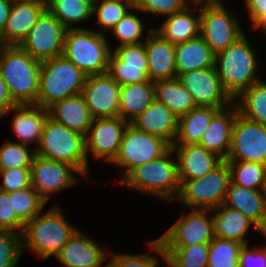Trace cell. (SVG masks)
Here are the masks:
<instances>
[{"instance_id":"cell-25","label":"cell","mask_w":266,"mask_h":267,"mask_svg":"<svg viewBox=\"0 0 266 267\" xmlns=\"http://www.w3.org/2000/svg\"><path fill=\"white\" fill-rule=\"evenodd\" d=\"M49 117L84 137L88 134L93 117L82 94L65 98L48 109Z\"/></svg>"},{"instance_id":"cell-49","label":"cell","mask_w":266,"mask_h":267,"mask_svg":"<svg viewBox=\"0 0 266 267\" xmlns=\"http://www.w3.org/2000/svg\"><path fill=\"white\" fill-rule=\"evenodd\" d=\"M252 27L266 14V0H245Z\"/></svg>"},{"instance_id":"cell-27","label":"cell","mask_w":266,"mask_h":267,"mask_svg":"<svg viewBox=\"0 0 266 267\" xmlns=\"http://www.w3.org/2000/svg\"><path fill=\"white\" fill-rule=\"evenodd\" d=\"M223 204L240 211L258 228L266 225V200L261 190L242 187L230 181Z\"/></svg>"},{"instance_id":"cell-46","label":"cell","mask_w":266,"mask_h":267,"mask_svg":"<svg viewBox=\"0 0 266 267\" xmlns=\"http://www.w3.org/2000/svg\"><path fill=\"white\" fill-rule=\"evenodd\" d=\"M0 175L3 178L0 184V190L13 192L31 186L30 168H11L1 170Z\"/></svg>"},{"instance_id":"cell-5","label":"cell","mask_w":266,"mask_h":267,"mask_svg":"<svg viewBox=\"0 0 266 267\" xmlns=\"http://www.w3.org/2000/svg\"><path fill=\"white\" fill-rule=\"evenodd\" d=\"M173 152L171 147L159 158L134 168L119 184L172 201L181 187L178 159L170 158Z\"/></svg>"},{"instance_id":"cell-21","label":"cell","mask_w":266,"mask_h":267,"mask_svg":"<svg viewBox=\"0 0 266 267\" xmlns=\"http://www.w3.org/2000/svg\"><path fill=\"white\" fill-rule=\"evenodd\" d=\"M179 117L166 105L154 100L130 124L137 130L158 136L171 146L176 141Z\"/></svg>"},{"instance_id":"cell-16","label":"cell","mask_w":266,"mask_h":267,"mask_svg":"<svg viewBox=\"0 0 266 267\" xmlns=\"http://www.w3.org/2000/svg\"><path fill=\"white\" fill-rule=\"evenodd\" d=\"M79 171L69 163L35 155L30 167L31 186L47 202L50 195L78 182Z\"/></svg>"},{"instance_id":"cell-22","label":"cell","mask_w":266,"mask_h":267,"mask_svg":"<svg viewBox=\"0 0 266 267\" xmlns=\"http://www.w3.org/2000/svg\"><path fill=\"white\" fill-rule=\"evenodd\" d=\"M172 148L177 151L179 180L201 178L223 161L217 154L199 144L172 145Z\"/></svg>"},{"instance_id":"cell-14","label":"cell","mask_w":266,"mask_h":267,"mask_svg":"<svg viewBox=\"0 0 266 267\" xmlns=\"http://www.w3.org/2000/svg\"><path fill=\"white\" fill-rule=\"evenodd\" d=\"M107 73L120 86L149 82L144 43L116 46L110 54Z\"/></svg>"},{"instance_id":"cell-33","label":"cell","mask_w":266,"mask_h":267,"mask_svg":"<svg viewBox=\"0 0 266 267\" xmlns=\"http://www.w3.org/2000/svg\"><path fill=\"white\" fill-rule=\"evenodd\" d=\"M219 109L197 106L179 117L178 133L173 145L199 144L205 129ZM177 142V143H176Z\"/></svg>"},{"instance_id":"cell-48","label":"cell","mask_w":266,"mask_h":267,"mask_svg":"<svg viewBox=\"0 0 266 267\" xmlns=\"http://www.w3.org/2000/svg\"><path fill=\"white\" fill-rule=\"evenodd\" d=\"M253 249H248V244L243 245L239 255V267H266V250L263 246Z\"/></svg>"},{"instance_id":"cell-19","label":"cell","mask_w":266,"mask_h":267,"mask_svg":"<svg viewBox=\"0 0 266 267\" xmlns=\"http://www.w3.org/2000/svg\"><path fill=\"white\" fill-rule=\"evenodd\" d=\"M144 42L148 58V78L151 82L177 78L175 45L163 39L154 31L148 30Z\"/></svg>"},{"instance_id":"cell-15","label":"cell","mask_w":266,"mask_h":267,"mask_svg":"<svg viewBox=\"0 0 266 267\" xmlns=\"http://www.w3.org/2000/svg\"><path fill=\"white\" fill-rule=\"evenodd\" d=\"M177 78L190 91L196 106L221 110L233 104V99L223 88L215 67L188 71Z\"/></svg>"},{"instance_id":"cell-29","label":"cell","mask_w":266,"mask_h":267,"mask_svg":"<svg viewBox=\"0 0 266 267\" xmlns=\"http://www.w3.org/2000/svg\"><path fill=\"white\" fill-rule=\"evenodd\" d=\"M214 220V235L221 239H228L249 244L245 239L246 232L250 226L258 231L256 224L245 217L240 211L221 204L217 208L211 210Z\"/></svg>"},{"instance_id":"cell-50","label":"cell","mask_w":266,"mask_h":267,"mask_svg":"<svg viewBox=\"0 0 266 267\" xmlns=\"http://www.w3.org/2000/svg\"><path fill=\"white\" fill-rule=\"evenodd\" d=\"M15 105L0 74V119L6 115V113H9Z\"/></svg>"},{"instance_id":"cell-9","label":"cell","mask_w":266,"mask_h":267,"mask_svg":"<svg viewBox=\"0 0 266 267\" xmlns=\"http://www.w3.org/2000/svg\"><path fill=\"white\" fill-rule=\"evenodd\" d=\"M172 146L163 138L137 130L128 124L120 144L119 152L112 163L125 169L120 182L136 167L155 160Z\"/></svg>"},{"instance_id":"cell-4","label":"cell","mask_w":266,"mask_h":267,"mask_svg":"<svg viewBox=\"0 0 266 267\" xmlns=\"http://www.w3.org/2000/svg\"><path fill=\"white\" fill-rule=\"evenodd\" d=\"M86 75L63 55L41 61L36 105L48 109L54 103L82 93Z\"/></svg>"},{"instance_id":"cell-56","label":"cell","mask_w":266,"mask_h":267,"mask_svg":"<svg viewBox=\"0 0 266 267\" xmlns=\"http://www.w3.org/2000/svg\"><path fill=\"white\" fill-rule=\"evenodd\" d=\"M261 193L265 197V200H266V172H265V176H264V180H263V185L261 188Z\"/></svg>"},{"instance_id":"cell-40","label":"cell","mask_w":266,"mask_h":267,"mask_svg":"<svg viewBox=\"0 0 266 267\" xmlns=\"http://www.w3.org/2000/svg\"><path fill=\"white\" fill-rule=\"evenodd\" d=\"M27 145L6 141L0 148V171L11 168H30L35 149L29 152Z\"/></svg>"},{"instance_id":"cell-6","label":"cell","mask_w":266,"mask_h":267,"mask_svg":"<svg viewBox=\"0 0 266 267\" xmlns=\"http://www.w3.org/2000/svg\"><path fill=\"white\" fill-rule=\"evenodd\" d=\"M98 31V32H97ZM89 29H67L63 56L74 63L86 76L107 73L112 52L106 34Z\"/></svg>"},{"instance_id":"cell-18","label":"cell","mask_w":266,"mask_h":267,"mask_svg":"<svg viewBox=\"0 0 266 267\" xmlns=\"http://www.w3.org/2000/svg\"><path fill=\"white\" fill-rule=\"evenodd\" d=\"M120 87L108 73L86 76L81 94L93 118L119 116Z\"/></svg>"},{"instance_id":"cell-38","label":"cell","mask_w":266,"mask_h":267,"mask_svg":"<svg viewBox=\"0 0 266 267\" xmlns=\"http://www.w3.org/2000/svg\"><path fill=\"white\" fill-rule=\"evenodd\" d=\"M243 245L215 236L209 243L208 267H239V255Z\"/></svg>"},{"instance_id":"cell-35","label":"cell","mask_w":266,"mask_h":267,"mask_svg":"<svg viewBox=\"0 0 266 267\" xmlns=\"http://www.w3.org/2000/svg\"><path fill=\"white\" fill-rule=\"evenodd\" d=\"M94 0H50L48 10L66 28L72 27L73 23H81L93 16Z\"/></svg>"},{"instance_id":"cell-26","label":"cell","mask_w":266,"mask_h":267,"mask_svg":"<svg viewBox=\"0 0 266 267\" xmlns=\"http://www.w3.org/2000/svg\"><path fill=\"white\" fill-rule=\"evenodd\" d=\"M11 111H16L12 119V129L20 143L29 146L36 141L38 146L49 117L48 110L35 104H23L15 105Z\"/></svg>"},{"instance_id":"cell-39","label":"cell","mask_w":266,"mask_h":267,"mask_svg":"<svg viewBox=\"0 0 266 267\" xmlns=\"http://www.w3.org/2000/svg\"><path fill=\"white\" fill-rule=\"evenodd\" d=\"M12 205L17 217L25 224L42 213L46 201L30 186L12 192Z\"/></svg>"},{"instance_id":"cell-2","label":"cell","mask_w":266,"mask_h":267,"mask_svg":"<svg viewBox=\"0 0 266 267\" xmlns=\"http://www.w3.org/2000/svg\"><path fill=\"white\" fill-rule=\"evenodd\" d=\"M77 231L55 205L24 224L22 249L27 247L39 258L47 259L57 255Z\"/></svg>"},{"instance_id":"cell-32","label":"cell","mask_w":266,"mask_h":267,"mask_svg":"<svg viewBox=\"0 0 266 267\" xmlns=\"http://www.w3.org/2000/svg\"><path fill=\"white\" fill-rule=\"evenodd\" d=\"M154 100V82L123 85L120 87L119 117L130 124Z\"/></svg>"},{"instance_id":"cell-10","label":"cell","mask_w":266,"mask_h":267,"mask_svg":"<svg viewBox=\"0 0 266 267\" xmlns=\"http://www.w3.org/2000/svg\"><path fill=\"white\" fill-rule=\"evenodd\" d=\"M66 31L67 29L46 9L19 46L40 62L52 59L63 54Z\"/></svg>"},{"instance_id":"cell-1","label":"cell","mask_w":266,"mask_h":267,"mask_svg":"<svg viewBox=\"0 0 266 267\" xmlns=\"http://www.w3.org/2000/svg\"><path fill=\"white\" fill-rule=\"evenodd\" d=\"M40 65L20 46L0 45V74L16 105H36Z\"/></svg>"},{"instance_id":"cell-51","label":"cell","mask_w":266,"mask_h":267,"mask_svg":"<svg viewBox=\"0 0 266 267\" xmlns=\"http://www.w3.org/2000/svg\"><path fill=\"white\" fill-rule=\"evenodd\" d=\"M13 0H0V34L4 31Z\"/></svg>"},{"instance_id":"cell-53","label":"cell","mask_w":266,"mask_h":267,"mask_svg":"<svg viewBox=\"0 0 266 267\" xmlns=\"http://www.w3.org/2000/svg\"><path fill=\"white\" fill-rule=\"evenodd\" d=\"M110 1H114L123 5L128 6L130 9L132 10H136V2L137 0H110Z\"/></svg>"},{"instance_id":"cell-41","label":"cell","mask_w":266,"mask_h":267,"mask_svg":"<svg viewBox=\"0 0 266 267\" xmlns=\"http://www.w3.org/2000/svg\"><path fill=\"white\" fill-rule=\"evenodd\" d=\"M98 4L97 0L93 1L92 14H97V24L102 27L103 34L105 30H112L130 10L128 6L110 0H102L100 5Z\"/></svg>"},{"instance_id":"cell-13","label":"cell","mask_w":266,"mask_h":267,"mask_svg":"<svg viewBox=\"0 0 266 267\" xmlns=\"http://www.w3.org/2000/svg\"><path fill=\"white\" fill-rule=\"evenodd\" d=\"M209 209H192L158 238L162 246H190L210 243L214 235L213 215L207 217ZM209 218V219H208Z\"/></svg>"},{"instance_id":"cell-45","label":"cell","mask_w":266,"mask_h":267,"mask_svg":"<svg viewBox=\"0 0 266 267\" xmlns=\"http://www.w3.org/2000/svg\"><path fill=\"white\" fill-rule=\"evenodd\" d=\"M189 6L186 0H137L136 9L160 15H171Z\"/></svg>"},{"instance_id":"cell-11","label":"cell","mask_w":266,"mask_h":267,"mask_svg":"<svg viewBox=\"0 0 266 267\" xmlns=\"http://www.w3.org/2000/svg\"><path fill=\"white\" fill-rule=\"evenodd\" d=\"M239 24L222 4L200 9V36L215 55L244 35Z\"/></svg>"},{"instance_id":"cell-17","label":"cell","mask_w":266,"mask_h":267,"mask_svg":"<svg viewBox=\"0 0 266 267\" xmlns=\"http://www.w3.org/2000/svg\"><path fill=\"white\" fill-rule=\"evenodd\" d=\"M129 123L121 117L94 118L85 137V153L95 159L112 162L117 156L124 131ZM90 133V134H89Z\"/></svg>"},{"instance_id":"cell-57","label":"cell","mask_w":266,"mask_h":267,"mask_svg":"<svg viewBox=\"0 0 266 267\" xmlns=\"http://www.w3.org/2000/svg\"><path fill=\"white\" fill-rule=\"evenodd\" d=\"M260 233H263L266 237V225L264 227L259 228L258 230ZM266 239V238H265ZM266 250V246L263 247Z\"/></svg>"},{"instance_id":"cell-20","label":"cell","mask_w":266,"mask_h":267,"mask_svg":"<svg viewBox=\"0 0 266 267\" xmlns=\"http://www.w3.org/2000/svg\"><path fill=\"white\" fill-rule=\"evenodd\" d=\"M46 9L35 3L13 0L4 31L0 34V45L19 46Z\"/></svg>"},{"instance_id":"cell-43","label":"cell","mask_w":266,"mask_h":267,"mask_svg":"<svg viewBox=\"0 0 266 267\" xmlns=\"http://www.w3.org/2000/svg\"><path fill=\"white\" fill-rule=\"evenodd\" d=\"M23 251L20 233L0 231V267H16Z\"/></svg>"},{"instance_id":"cell-37","label":"cell","mask_w":266,"mask_h":267,"mask_svg":"<svg viewBox=\"0 0 266 267\" xmlns=\"http://www.w3.org/2000/svg\"><path fill=\"white\" fill-rule=\"evenodd\" d=\"M227 162L232 183L253 190H261L266 172V165L245 161Z\"/></svg>"},{"instance_id":"cell-7","label":"cell","mask_w":266,"mask_h":267,"mask_svg":"<svg viewBox=\"0 0 266 267\" xmlns=\"http://www.w3.org/2000/svg\"><path fill=\"white\" fill-rule=\"evenodd\" d=\"M34 149L37 156L71 164L79 174L86 175L88 172L85 137L50 117L47 118L40 142Z\"/></svg>"},{"instance_id":"cell-47","label":"cell","mask_w":266,"mask_h":267,"mask_svg":"<svg viewBox=\"0 0 266 267\" xmlns=\"http://www.w3.org/2000/svg\"><path fill=\"white\" fill-rule=\"evenodd\" d=\"M111 255V256H110ZM110 262L106 267H156L158 259L149 254H109Z\"/></svg>"},{"instance_id":"cell-28","label":"cell","mask_w":266,"mask_h":267,"mask_svg":"<svg viewBox=\"0 0 266 267\" xmlns=\"http://www.w3.org/2000/svg\"><path fill=\"white\" fill-rule=\"evenodd\" d=\"M175 62L178 77L188 71L215 67V54L199 35L175 44Z\"/></svg>"},{"instance_id":"cell-31","label":"cell","mask_w":266,"mask_h":267,"mask_svg":"<svg viewBox=\"0 0 266 267\" xmlns=\"http://www.w3.org/2000/svg\"><path fill=\"white\" fill-rule=\"evenodd\" d=\"M187 6L180 12L168 15L161 28L154 29L163 39L172 44L186 42L200 35V12L192 16V10Z\"/></svg>"},{"instance_id":"cell-34","label":"cell","mask_w":266,"mask_h":267,"mask_svg":"<svg viewBox=\"0 0 266 267\" xmlns=\"http://www.w3.org/2000/svg\"><path fill=\"white\" fill-rule=\"evenodd\" d=\"M154 96L178 117L197 107L192 94L178 78L154 82Z\"/></svg>"},{"instance_id":"cell-42","label":"cell","mask_w":266,"mask_h":267,"mask_svg":"<svg viewBox=\"0 0 266 267\" xmlns=\"http://www.w3.org/2000/svg\"><path fill=\"white\" fill-rule=\"evenodd\" d=\"M143 30L141 19H139L138 15L129 11L112 28L113 34L120 42L118 46L144 43L140 41L141 36L144 34Z\"/></svg>"},{"instance_id":"cell-3","label":"cell","mask_w":266,"mask_h":267,"mask_svg":"<svg viewBox=\"0 0 266 267\" xmlns=\"http://www.w3.org/2000/svg\"><path fill=\"white\" fill-rule=\"evenodd\" d=\"M252 48L243 35L226 50L215 55L217 75L233 100L253 83L261 80L256 76L259 64Z\"/></svg>"},{"instance_id":"cell-23","label":"cell","mask_w":266,"mask_h":267,"mask_svg":"<svg viewBox=\"0 0 266 267\" xmlns=\"http://www.w3.org/2000/svg\"><path fill=\"white\" fill-rule=\"evenodd\" d=\"M228 108L219 110L212 117L199 143L223 160H226L229 155L232 127L236 115L239 113L237 104H231Z\"/></svg>"},{"instance_id":"cell-44","label":"cell","mask_w":266,"mask_h":267,"mask_svg":"<svg viewBox=\"0 0 266 267\" xmlns=\"http://www.w3.org/2000/svg\"><path fill=\"white\" fill-rule=\"evenodd\" d=\"M23 228L24 223L17 217L13 209L12 192L0 190V231L22 234Z\"/></svg>"},{"instance_id":"cell-54","label":"cell","mask_w":266,"mask_h":267,"mask_svg":"<svg viewBox=\"0 0 266 267\" xmlns=\"http://www.w3.org/2000/svg\"><path fill=\"white\" fill-rule=\"evenodd\" d=\"M15 1H19V2H27V3H35L38 5H42L46 8H48L50 0H15Z\"/></svg>"},{"instance_id":"cell-36","label":"cell","mask_w":266,"mask_h":267,"mask_svg":"<svg viewBox=\"0 0 266 267\" xmlns=\"http://www.w3.org/2000/svg\"><path fill=\"white\" fill-rule=\"evenodd\" d=\"M239 114L246 119L266 126V83L258 81L245 89L237 98ZM243 100V101H242Z\"/></svg>"},{"instance_id":"cell-52","label":"cell","mask_w":266,"mask_h":267,"mask_svg":"<svg viewBox=\"0 0 266 267\" xmlns=\"http://www.w3.org/2000/svg\"><path fill=\"white\" fill-rule=\"evenodd\" d=\"M192 2H193V5L195 4L194 6H198L201 3L200 4L201 7H203V6H215V5H219V4L223 3L220 0H193Z\"/></svg>"},{"instance_id":"cell-24","label":"cell","mask_w":266,"mask_h":267,"mask_svg":"<svg viewBox=\"0 0 266 267\" xmlns=\"http://www.w3.org/2000/svg\"><path fill=\"white\" fill-rule=\"evenodd\" d=\"M79 230L62 247L56 259L65 267H102L107 252Z\"/></svg>"},{"instance_id":"cell-12","label":"cell","mask_w":266,"mask_h":267,"mask_svg":"<svg viewBox=\"0 0 266 267\" xmlns=\"http://www.w3.org/2000/svg\"><path fill=\"white\" fill-rule=\"evenodd\" d=\"M226 161H245L266 165V126L237 114L231 132Z\"/></svg>"},{"instance_id":"cell-30","label":"cell","mask_w":266,"mask_h":267,"mask_svg":"<svg viewBox=\"0 0 266 267\" xmlns=\"http://www.w3.org/2000/svg\"><path fill=\"white\" fill-rule=\"evenodd\" d=\"M150 248L161 254L169 267H208L209 243L190 246H162L159 239L149 243Z\"/></svg>"},{"instance_id":"cell-8","label":"cell","mask_w":266,"mask_h":267,"mask_svg":"<svg viewBox=\"0 0 266 267\" xmlns=\"http://www.w3.org/2000/svg\"><path fill=\"white\" fill-rule=\"evenodd\" d=\"M230 181L228 162L223 160L201 178L180 180L177 199L188 208L212 210L223 204Z\"/></svg>"},{"instance_id":"cell-55","label":"cell","mask_w":266,"mask_h":267,"mask_svg":"<svg viewBox=\"0 0 266 267\" xmlns=\"http://www.w3.org/2000/svg\"><path fill=\"white\" fill-rule=\"evenodd\" d=\"M254 29H260L266 31V14L253 26Z\"/></svg>"}]
</instances>
